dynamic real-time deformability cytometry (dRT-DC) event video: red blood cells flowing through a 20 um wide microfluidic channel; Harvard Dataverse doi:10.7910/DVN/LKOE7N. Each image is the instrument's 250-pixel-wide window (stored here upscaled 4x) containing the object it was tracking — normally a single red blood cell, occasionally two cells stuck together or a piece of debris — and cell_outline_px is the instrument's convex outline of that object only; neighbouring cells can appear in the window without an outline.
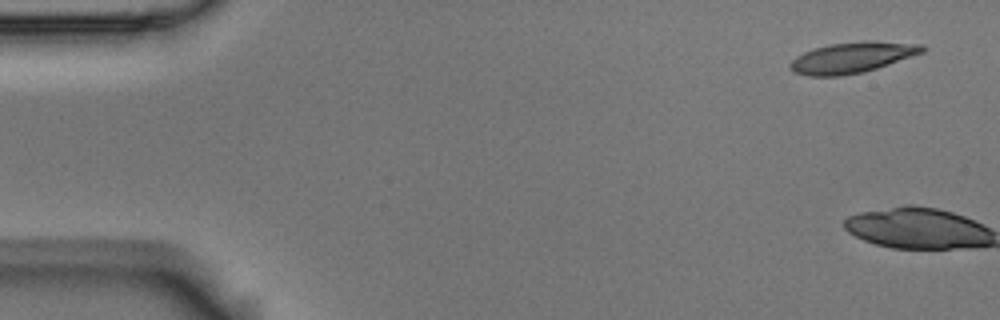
{"species": "Egyptian fruit bat (a non-hibernating species)", "species_latin": "Rousettus aegyptiacus", "temperature_condition": "room temperature", "stored_images_in_passage": 5, "camera_frame_rate_fps": 3000, "um_per_image_px": 0.085, "animal": {"sex": "male"}, "frame": {"image": 1, "passage_image": 1, "time_ms": 0.0, "image_size_px": [1000, 320], "cell_outline_px": [[928, 48], [924, 52], [864, 72], [840, 76], [808, 76], [796, 72], [788, 64], [796, 56], [804, 52], [816, 48], [832, 44], [864, 40], [876, 40], [924, 44]], "centroid_in_image_um": [72.5, 4.87], "position_along_channel_um": 12.5, "area_um2": 23.76}}